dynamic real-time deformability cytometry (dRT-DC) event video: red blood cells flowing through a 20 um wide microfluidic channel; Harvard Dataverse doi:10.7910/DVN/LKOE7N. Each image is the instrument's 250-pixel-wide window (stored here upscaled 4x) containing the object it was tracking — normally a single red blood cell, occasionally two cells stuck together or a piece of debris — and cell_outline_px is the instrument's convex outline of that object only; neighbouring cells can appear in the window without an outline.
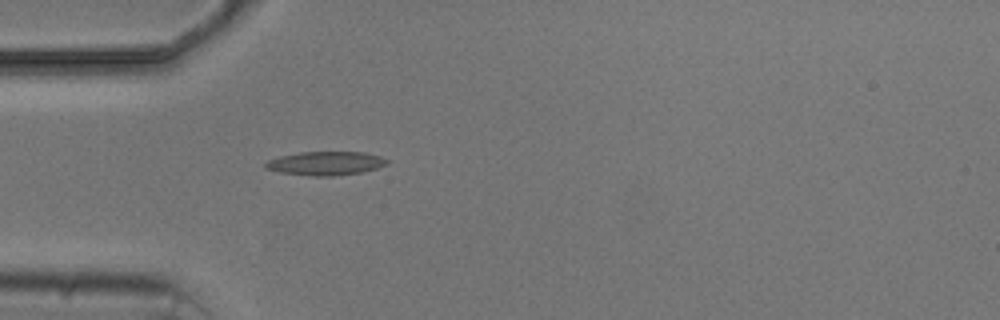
{"species": "common noctule bat (a hibernating species)", "species_latin": "Nyctalus noctula", "temperature_condition": "cold", "stored_images_in_passage": 4, "camera_frame_rate_fps": 3000, "um_per_image_px": 0.085, "animal": {"sex": "male", "body_mass_g": 20.5, "forearm_length_mm": 52.5}, "frame": {"image": 1, "passage_image": 4, "time_ms": 3.667, "image_size_px": [1000, 320], "cell_outline_px": [[392, 160], [388, 164], [376, 168], [360, 172], [332, 176], [312, 176], [280, 172], [264, 168], [264, 164], [268, 160], [280, 156], [300, 152], [364, 152], [380, 156]], "centroid_in_image_um": [27.7, 13.88], "position_along_channel_um": 57.3, "area_um2": 16.82}}